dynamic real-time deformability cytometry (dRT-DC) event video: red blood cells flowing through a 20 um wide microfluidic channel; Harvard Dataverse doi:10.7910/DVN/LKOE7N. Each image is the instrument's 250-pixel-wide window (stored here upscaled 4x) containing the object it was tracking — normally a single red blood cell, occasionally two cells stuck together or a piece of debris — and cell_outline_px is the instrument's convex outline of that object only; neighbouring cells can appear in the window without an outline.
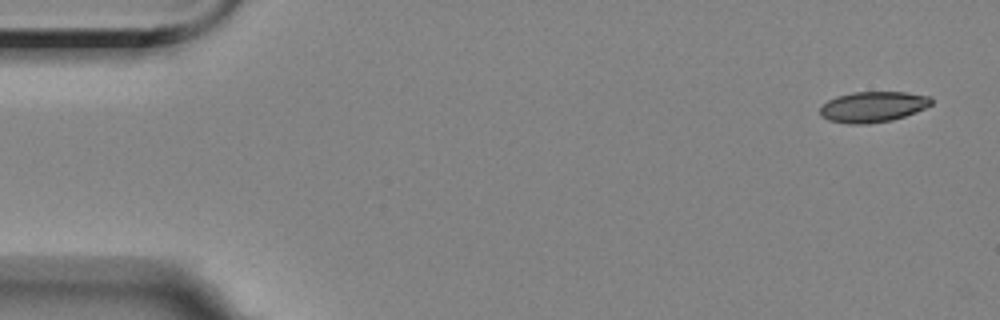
{"species": "Egyptian fruit bat (a non-hibernating species)", "species_latin": "Rousettus aegyptiacus", "temperature_condition": "room temperature", "stored_images_in_passage": 5, "camera_frame_rate_fps": 3000, "um_per_image_px": 0.085, "animal": {"sex": "female"}, "frame": {"image": 1, "passage_image": 1, "time_ms": 0.0, "image_size_px": [1000, 320], "cell_outline_px": [[932, 104], [916, 112], [892, 120], [868, 124], [848, 124], [828, 120], [820, 116], [820, 108], [828, 100], [836, 96], [852, 92], [904, 92], [932, 96]], "centroid_in_image_um": [74.19, 9.08], "position_along_channel_um": 10.8, "area_um2": 20.0}}
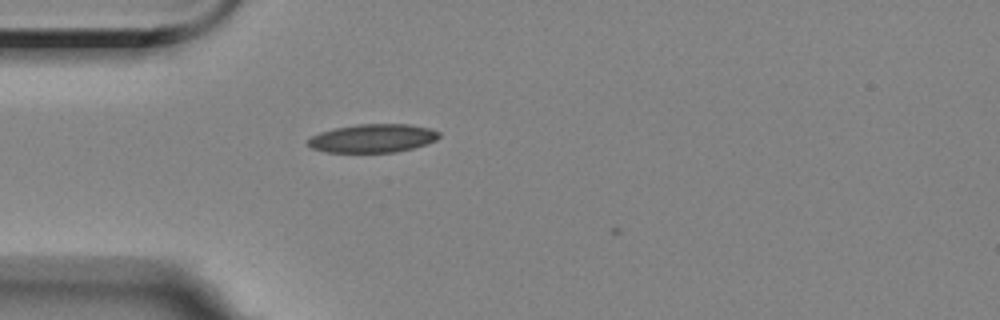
{"frame": {"image": 2, "passage_image": 4, "time_ms": 4.333, "image_size_px": [1000, 320], "cell_outline_px": [[440, 136], [436, 140], [412, 148], [396, 152], [328, 152], [312, 148], [308, 144], [308, 140], [312, 136], [320, 132], [336, 128], [356, 124], [408, 124], [428, 128], [440, 132]], "centroid_in_image_um": [31.69, 11.75], "position_along_channel_um": 53.3, "area_um2": 21.5}}